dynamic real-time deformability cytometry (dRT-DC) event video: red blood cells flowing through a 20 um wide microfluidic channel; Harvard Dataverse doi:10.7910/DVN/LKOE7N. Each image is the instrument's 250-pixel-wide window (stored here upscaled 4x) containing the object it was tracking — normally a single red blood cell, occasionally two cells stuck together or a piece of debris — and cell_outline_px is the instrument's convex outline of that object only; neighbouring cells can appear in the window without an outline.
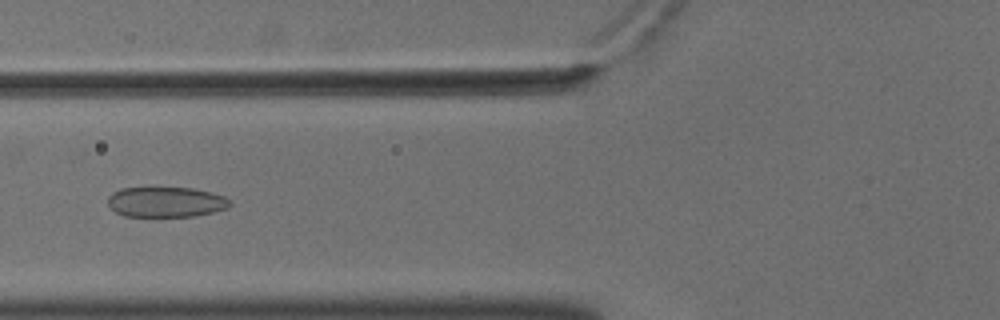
{"species": "common noctule bat (a hibernating species)", "species_latin": "Nyctalus noctula", "temperature_condition": "cold", "stored_images_in_passage": 40, "camera_frame_rate_fps": 3000, "um_per_image_px": 0.085, "animal": {"sex": "male", "body_mass_g": 18.8}, "frame": {"image": 1, "passage_image": 6, "time_ms": 1.667, "image_size_px": [1000, 320], "cell_outline_px": [[232, 204], [228, 208], [212, 212], [192, 216], [124, 216], [116, 212], [108, 204], [108, 196], [112, 192], [120, 188], [192, 188], [212, 192], [224, 196]], "centroid_in_image_um": [14.1, 17.16], "position_along_channel_um": 111.7, "area_um2": 21.44}}
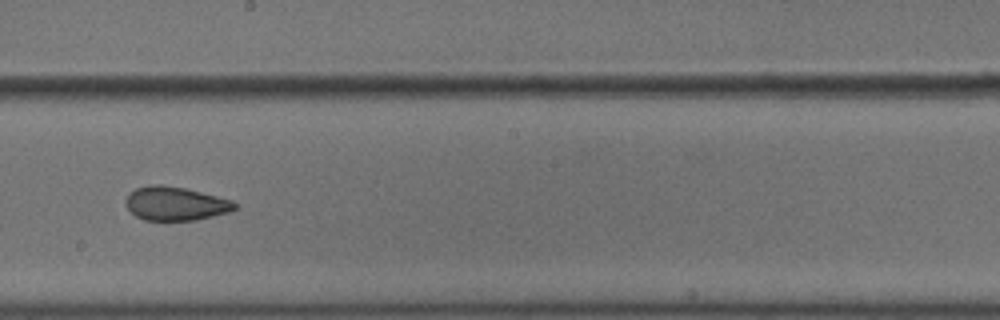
{"frame": {"image": 2, "passage_image": 16, "time_ms": 5.0, "image_size_px": [1000, 320], "cell_outline_px": [[240, 204], [236, 208], [228, 212], [196, 220], [144, 220], [136, 216], [124, 204], [124, 200], [128, 192], [136, 188], [152, 184], [160, 184], [184, 188], [232, 200]], "centroid_in_image_um": [14.89, 17.3], "position_along_channel_um": 233.3, "area_um2": 21.5}}
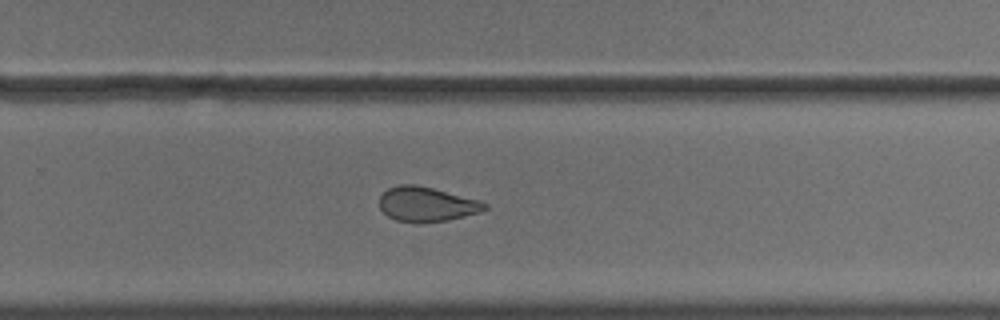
{"frame": {"image": 3, "passage_image": 21, "time_ms": 6.667, "image_size_px": [1000, 320], "cell_outline_px": [[488, 208], [480, 212], [448, 220], [424, 224], [416, 224], [396, 220], [388, 216], [380, 208], [380, 196], [388, 188], [400, 184], [416, 184], [432, 188], [476, 200], [488, 204]], "centroid_in_image_um": [36.23, 17.38], "position_along_channel_um": 293.6, "area_um2": 21.27}, "authors_computed_cell_mechanics": {"area_um2": 22.3686, "velocity_mm_per_s": 3.632, "shape_relaxation_time_tau1_ms": null, "shape_relaxation_time_tau2_ms": 2.1512, "deformation_change_tau1": null, "deformation_change_tau2": 0.0768}}